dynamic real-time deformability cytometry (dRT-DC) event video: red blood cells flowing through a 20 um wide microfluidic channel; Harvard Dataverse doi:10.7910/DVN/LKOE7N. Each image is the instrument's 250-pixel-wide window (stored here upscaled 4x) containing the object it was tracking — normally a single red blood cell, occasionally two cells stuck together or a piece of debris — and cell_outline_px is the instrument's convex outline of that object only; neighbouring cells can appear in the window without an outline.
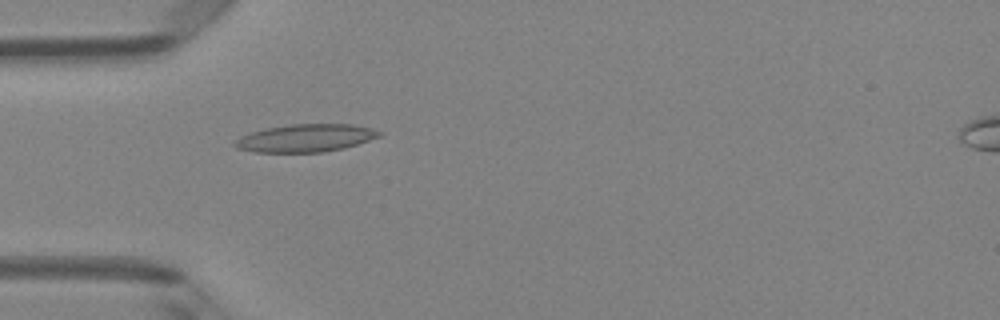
{"species": "Egyptian fruit bat (a non-hibernating species)", "species_latin": "Rousettus aegyptiacus", "temperature_condition": "room temperature", "stored_images_in_passage": 5, "camera_frame_rate_fps": 3000, "um_per_image_px": 0.085, "animal": {"sex": "female"}, "frame": {"image": 1, "passage_image": 4, "time_ms": 1.0, "image_size_px": [1000, 320], "cell_outline_px": [[380, 136], [344, 148], [324, 152], [252, 152], [236, 148], [232, 144], [232, 140], [240, 136], [252, 132], [268, 128], [292, 124], [352, 124], [368, 128], [380, 132]], "centroid_in_image_um": [25.89, 11.74], "position_along_channel_um": 59.1, "area_um2": 23.18}}